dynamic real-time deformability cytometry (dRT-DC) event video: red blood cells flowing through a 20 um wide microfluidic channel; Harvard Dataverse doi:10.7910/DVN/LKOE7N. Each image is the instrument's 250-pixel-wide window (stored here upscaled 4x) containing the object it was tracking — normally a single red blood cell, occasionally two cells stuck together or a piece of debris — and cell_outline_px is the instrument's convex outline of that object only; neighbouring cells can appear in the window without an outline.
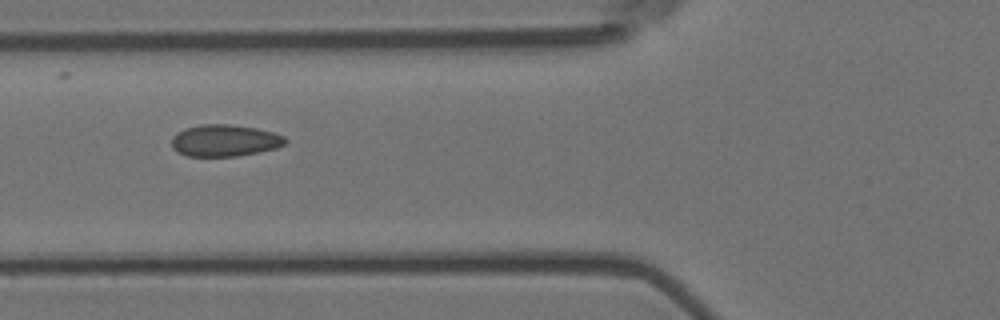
{"species": "Egyptian fruit bat (a non-hibernating species)", "species_latin": "Rousettus aegyptiacus", "temperature_condition": "room temperature", "stored_images_in_passage": 9, "camera_frame_rate_fps": 3000, "um_per_image_px": 0.085, "animal": {"sex": "female"}, "frame": {"image": 1, "passage_image": 4, "time_ms": 1.0, "image_size_px": [1000, 320], "cell_outline_px": [[288, 140], [284, 144], [276, 148], [260, 152], [236, 156], [188, 156], [176, 152], [172, 148], [172, 136], [184, 128], [200, 124], [228, 124], [256, 128], [272, 132], [284, 136]], "centroid_in_image_um": [19.08, 11.94], "position_along_channel_um": 106.7, "area_um2": 21.15}}
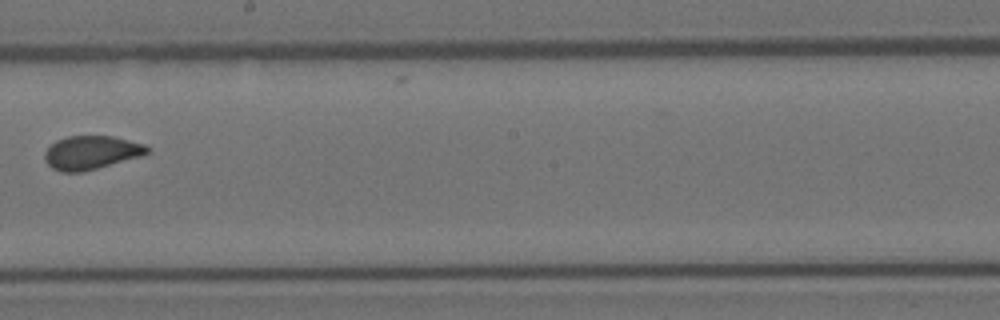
{"frame": {"image": 2, "passage_image": 7, "time_ms": 2.0, "image_size_px": [1000, 320], "cell_outline_px": [[148, 152], [140, 156], [84, 172], [60, 172], [52, 168], [44, 160], [44, 152], [56, 140], [68, 136], [112, 136], [144, 144], [148, 148]], "centroid_in_image_um": [7.71, 12.97], "position_along_channel_um": 240.5, "area_um2": 19.94}}
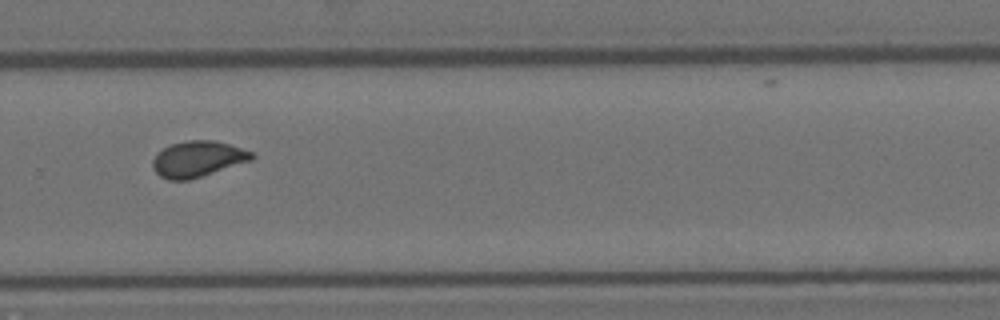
{"frame": {"image": 3, "passage_image": 9, "time_ms": 2.667, "image_size_px": [1000, 320], "cell_outline_px": [[256, 156], [252, 160], [188, 180], [168, 180], [160, 176], [152, 168], [152, 160], [164, 148], [172, 144], [188, 140], [212, 140], [228, 144], [252, 152]], "centroid_in_image_um": [16.8, 13.52], "position_along_channel_um": 313.0, "area_um2": 20.4}}